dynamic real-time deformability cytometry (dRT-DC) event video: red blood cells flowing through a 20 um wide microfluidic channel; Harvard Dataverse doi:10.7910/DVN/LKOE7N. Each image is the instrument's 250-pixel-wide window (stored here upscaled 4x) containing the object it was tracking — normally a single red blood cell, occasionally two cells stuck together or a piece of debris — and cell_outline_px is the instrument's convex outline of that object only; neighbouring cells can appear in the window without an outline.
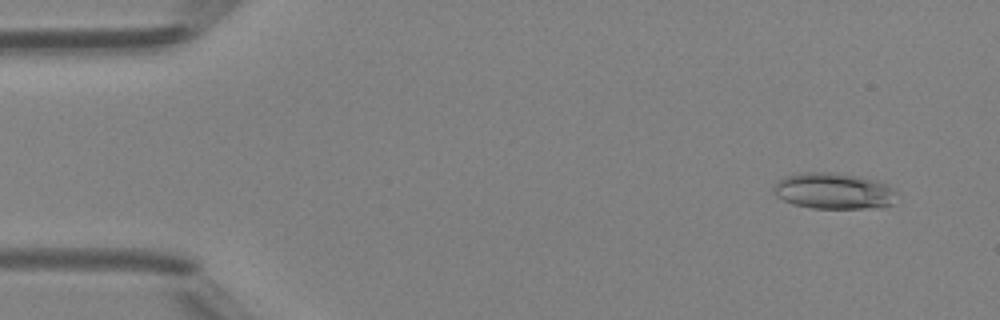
{"species": "Egyptian fruit bat (a non-hibernating species)", "species_latin": "Rousettus aegyptiacus", "temperature_condition": "room temperature", "stored_images_in_passage": 4, "camera_frame_rate_fps": 3000, "um_per_image_px": 0.085, "animal": {"sex": "female"}, "frame": {"image": 1, "passage_image": 1, "time_ms": 0.0, "image_size_px": [1000, 320], "cell_outline_px": [[896, 192], [892, 204], [884, 208], [812, 208], [792, 204], [776, 196], [772, 188], [776, 180], [788, 176], [808, 172], [828, 172], [852, 176], [872, 180], [888, 184]], "centroid_in_image_um": [70.84, 16.26], "position_along_channel_um": 14.2, "area_um2": 25.72}}